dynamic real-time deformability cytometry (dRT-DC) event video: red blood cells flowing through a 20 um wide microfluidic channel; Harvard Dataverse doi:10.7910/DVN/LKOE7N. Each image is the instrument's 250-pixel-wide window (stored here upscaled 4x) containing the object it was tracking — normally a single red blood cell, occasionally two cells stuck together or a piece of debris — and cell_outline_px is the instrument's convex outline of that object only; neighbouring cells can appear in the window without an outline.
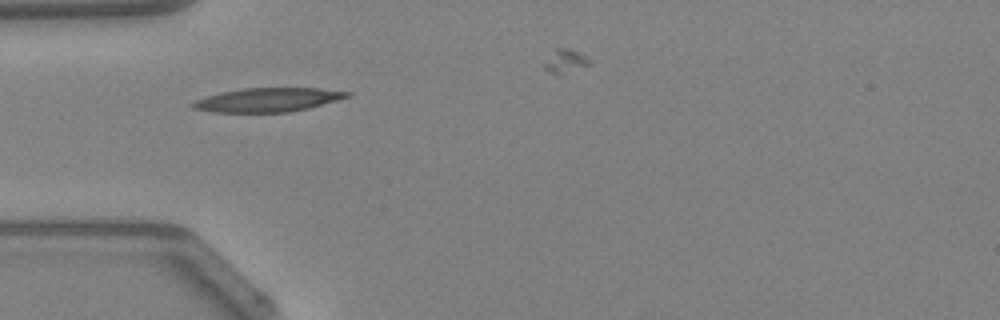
{"species": "Egyptian fruit bat (a non-hibernating species)", "species_latin": "Rousettus aegyptiacus", "temperature_condition": "warm", "stored_images_in_passage": 25, "camera_frame_rate_fps": 3000, "um_per_image_px": 0.085, "animal": {"sex": "female"}, "frame": {"image": 1, "passage_image": 1, "time_ms": 0.0, "image_size_px": [1000, 320], "cell_outline_px": [[352, 96], [308, 108], [288, 112], [212, 112], [192, 108], [192, 104], [196, 100], [220, 92], [244, 88], [320, 88], [352, 92]], "centroid_in_image_um": [22.8, 8.48], "position_along_channel_um": 62.2, "area_um2": 21.39}}
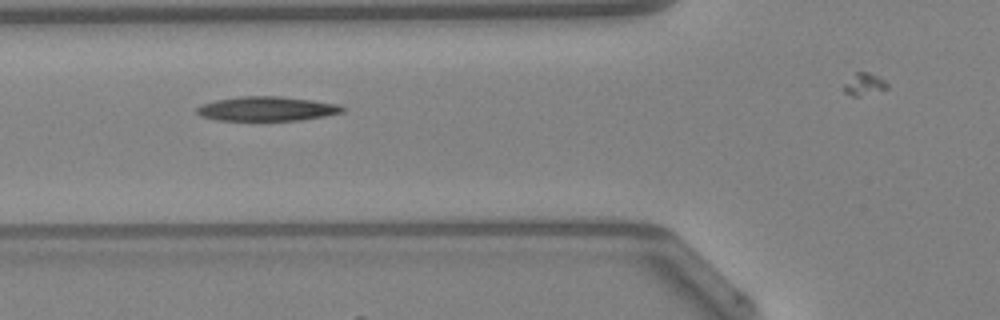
{"frame": {"image": 2, "passage_image": 4, "time_ms": 1.0, "image_size_px": [1000, 320], "cell_outline_px": [[348, 108], [344, 112], [324, 116], [300, 120], [216, 120], [200, 116], [196, 112], [196, 108], [200, 104], [216, 100], [240, 96], [280, 96], [312, 100], [340, 104]], "centroid_in_image_um": [22.7, 9.24], "position_along_channel_um": 103.1, "area_um2": 20.87}}